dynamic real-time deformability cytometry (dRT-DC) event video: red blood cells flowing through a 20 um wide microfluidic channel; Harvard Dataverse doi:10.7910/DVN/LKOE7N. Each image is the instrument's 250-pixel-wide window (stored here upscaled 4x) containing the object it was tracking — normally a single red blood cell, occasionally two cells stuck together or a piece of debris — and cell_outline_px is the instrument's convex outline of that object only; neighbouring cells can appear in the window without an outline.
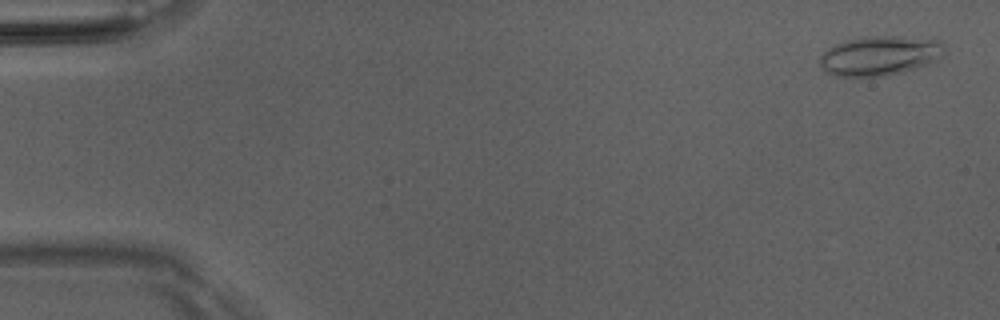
{"species": "Egyptian fruit bat (a non-hibernating species)", "species_latin": "Rousettus aegyptiacus", "temperature_condition": "room temperature", "stored_images_in_passage": 51, "camera_frame_rate_fps": 3000, "um_per_image_px": 0.085, "animal": {"sex": "male"}, "frame": {"image": 1, "passage_image": 2, "time_ms": 0.333, "image_size_px": [1000, 320], "cell_outline_px": [[944, 56], [924, 64], [900, 72], [884, 76], [836, 76], [828, 72], [820, 64], [820, 56], [828, 48], [836, 44], [848, 40], [864, 36], [896, 36], [940, 40], [944, 52]], "centroid_in_image_um": [74.76, 4.72], "position_along_channel_um": 10.2, "area_um2": 28.15}}
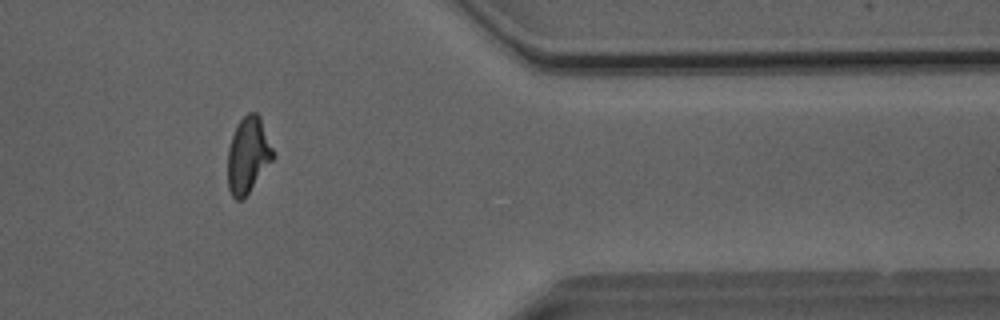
{"frame": {"image": 2, "passage_image": 42, "time_ms": 13.667, "image_size_px": [1000, 320], "cell_outline_px": [[276, 156], [244, 200], [236, 200], [232, 196], [228, 188], [228, 148], [236, 124], [248, 112], [256, 112], [260, 116]], "centroid_in_image_um": [21.1, 13.2], "position_along_channel_um": 390.3, "area_um2": 20.4}}
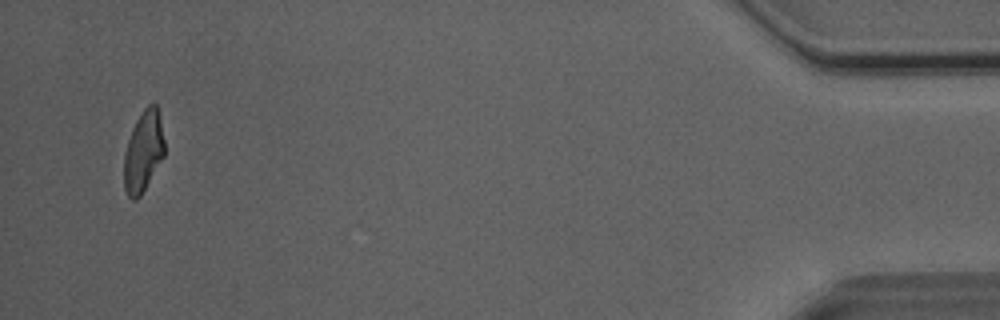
{"frame": {"image": 3, "passage_image": 49, "time_ms": 16.0, "image_size_px": [1000, 320], "cell_outline_px": [[164, 156], [140, 196], [136, 200], [132, 200], [128, 196], [124, 188], [124, 152], [132, 128], [136, 120], [144, 108], [148, 104], [156, 104], [160, 120], [164, 140]], "centroid_in_image_um": [12.17, 12.88], "position_along_channel_um": 423.0, "area_um2": 18.96}, "authors_computed_cell_mechanics": {"area_um2": 20.6346, "velocity_mm_per_s": 4.0671, "shape_relaxation_time_tau1_ms": 7.2253, "shape_relaxation_time_tau2_ms": 2.0326, "deformation_change_tau1": 0.2129, "deformation_change_tau2": 0.094}}